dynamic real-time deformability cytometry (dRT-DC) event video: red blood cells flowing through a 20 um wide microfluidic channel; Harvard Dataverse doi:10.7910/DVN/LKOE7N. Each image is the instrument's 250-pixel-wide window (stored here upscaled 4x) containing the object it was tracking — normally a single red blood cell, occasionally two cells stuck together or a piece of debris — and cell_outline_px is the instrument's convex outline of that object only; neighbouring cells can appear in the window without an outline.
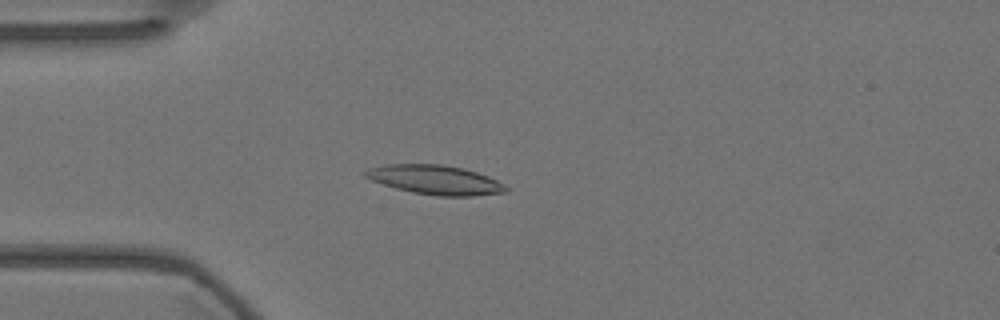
{"species": "Egyptian fruit bat (a non-hibernating species)", "species_latin": "Rousettus aegyptiacus", "temperature_condition": "warm", "stored_images_in_passage": 56, "camera_frame_rate_fps": 3000, "um_per_image_px": 0.085, "animal": {"sex": "female"}, "frame": {"image": 1, "passage_image": 15, "time_ms": 4.667, "image_size_px": [1000, 320], "cell_outline_px": [[508, 192], [472, 196], [436, 196], [412, 192], [396, 188], [372, 180], [364, 176], [364, 172], [368, 168], [384, 164], [440, 164], [464, 168], [488, 176], [504, 184], [508, 188]], "centroid_in_image_um": [37.0, 15.28], "position_along_channel_um": 48.0, "area_um2": 23.99}}
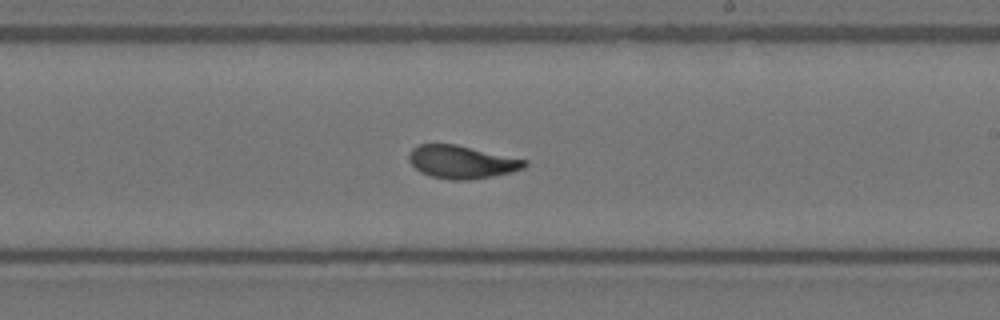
{"frame": {"image": 2, "passage_image": 33, "time_ms": 10.667, "image_size_px": [1000, 320], "cell_outline_px": [[528, 164], [524, 168], [512, 172], [492, 176], [468, 180], [452, 180], [432, 176], [420, 172], [408, 160], [408, 152], [412, 148], [420, 144], [456, 144], [528, 160]], "centroid_in_image_um": [39.25, 13.76], "position_along_channel_um": 249.8, "area_um2": 22.25}}
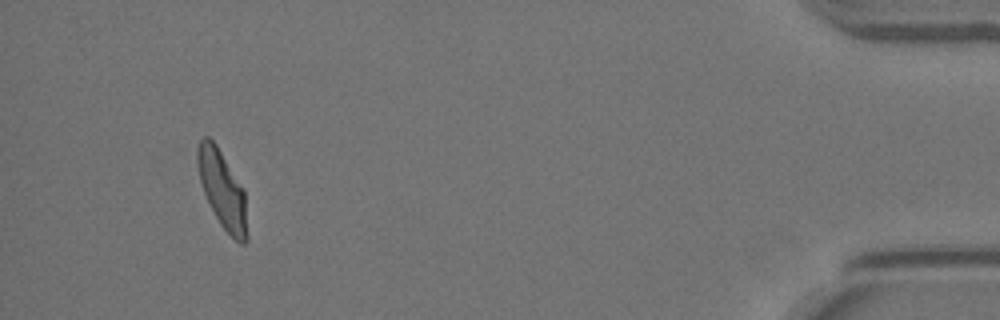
{"frame": {"image": 3, "passage_image": 53, "time_ms": 17.333, "image_size_px": [1000, 320], "cell_outline_px": [[248, 240], [244, 244], [240, 244], [220, 224], [204, 192], [200, 180], [196, 160], [196, 148], [200, 140], [204, 136], [208, 136], [216, 144], [244, 188], [248, 236]], "centroid_in_image_um": [18.91, 16.09], "position_along_channel_um": 416.3, "area_um2": 22.31}, "authors_computed_cell_mechanics": {"area_um2": 22.5998, "velocity_mm_per_s": 3.5606, "shape_relaxation_time_tau1_ms": 6.7743, "shape_relaxation_time_tau2_ms": 1.8635, "deformation_change_tau1": 0.2162, "deformation_change_tau2": 0.0863}}